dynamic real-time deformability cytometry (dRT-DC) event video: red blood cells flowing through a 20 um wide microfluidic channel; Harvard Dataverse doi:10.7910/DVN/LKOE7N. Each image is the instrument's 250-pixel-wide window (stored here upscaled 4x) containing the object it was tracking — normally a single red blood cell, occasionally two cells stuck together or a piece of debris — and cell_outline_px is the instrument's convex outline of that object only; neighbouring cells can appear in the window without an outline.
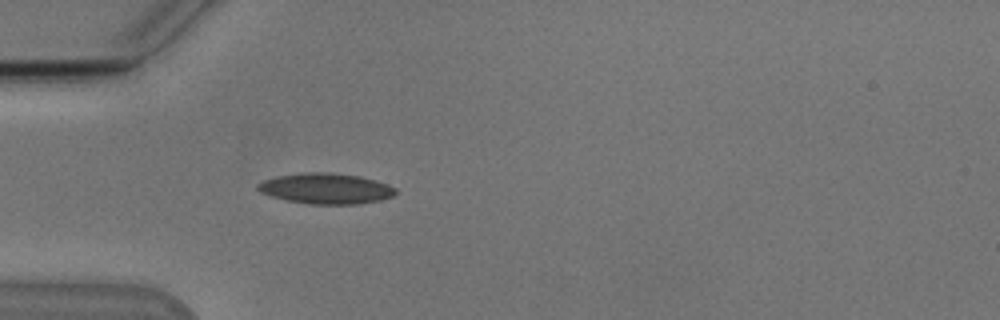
{"species": "Egyptian fruit bat (a non-hibernating species)", "species_latin": "Rousettus aegyptiacus", "temperature_condition": "cold", "stored_images_in_passage": 38, "camera_frame_rate_fps": 3000, "um_per_image_px": 0.085, "animal": {"sex": "male"}, "frame": {"image": 1, "passage_image": 1, "time_ms": 0.0, "image_size_px": [1000, 320], "cell_outline_px": [[396, 192], [392, 196], [380, 200], [360, 204], [308, 204], [288, 200], [272, 196], [260, 192], [256, 188], [256, 184], [264, 180], [280, 176], [304, 172], [328, 172], [360, 176], [388, 184], [396, 188]], "centroid_in_image_um": [27.71, 16.02], "position_along_channel_um": 57.3, "area_um2": 24.51}}
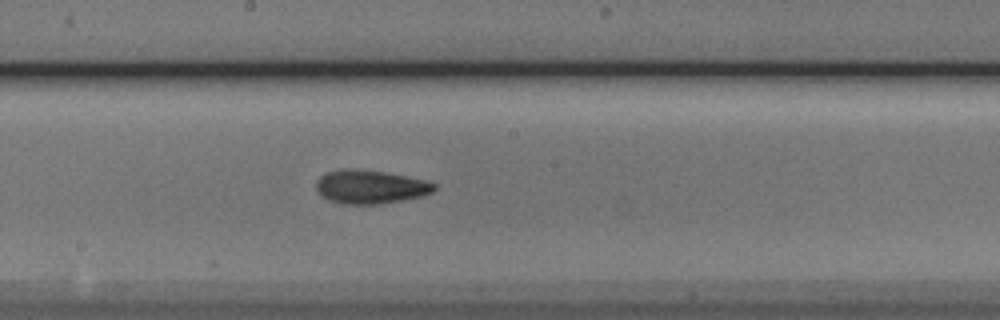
{"frame": {"image": 2, "passage_image": 14, "time_ms": 4.333, "image_size_px": [1000, 320], "cell_outline_px": [[436, 188], [432, 192], [420, 196], [404, 200], [380, 204], [344, 204], [328, 200], [320, 196], [316, 188], [316, 180], [320, 176], [328, 172], [344, 168], [360, 168], [384, 172], [428, 180], [436, 184]], "centroid_in_image_um": [31.46, 15.87], "position_along_channel_um": 216.7, "area_um2": 23.41}}
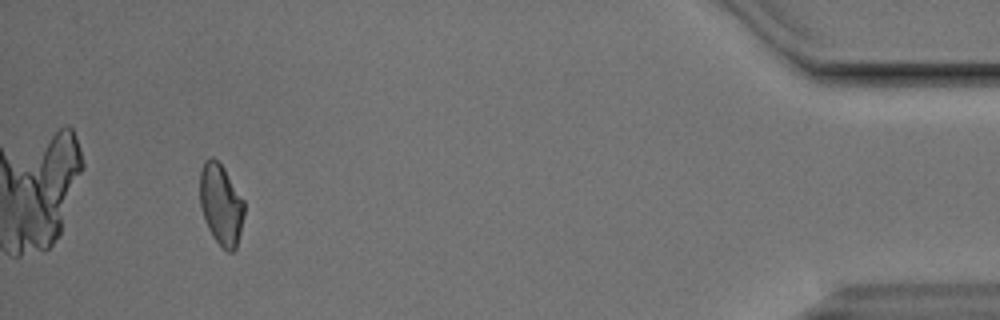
{"frame": {"image": 3, "passage_image": 35, "time_ms": 11.333, "image_size_px": [1000, 320], "cell_outline_px": [[244, 216], [236, 248], [232, 252], [228, 252], [212, 236], [204, 220], [200, 208], [200, 168], [204, 160], [212, 156], [224, 168], [244, 200]], "centroid_in_image_um": [18.77, 17.36], "position_along_channel_um": 416.4, "area_um2": 20.98}, "authors_computed_cell_mechanics": {"area_um2": 22.0218, "velocity_mm_per_s": 3.8242, "shape_relaxation_time_tau1_ms": 10.5879, "shape_relaxation_time_tau2_ms": 3.5446, "deformation_change_tau1": 0.1995, "deformation_change_tau2": 0.1043}}